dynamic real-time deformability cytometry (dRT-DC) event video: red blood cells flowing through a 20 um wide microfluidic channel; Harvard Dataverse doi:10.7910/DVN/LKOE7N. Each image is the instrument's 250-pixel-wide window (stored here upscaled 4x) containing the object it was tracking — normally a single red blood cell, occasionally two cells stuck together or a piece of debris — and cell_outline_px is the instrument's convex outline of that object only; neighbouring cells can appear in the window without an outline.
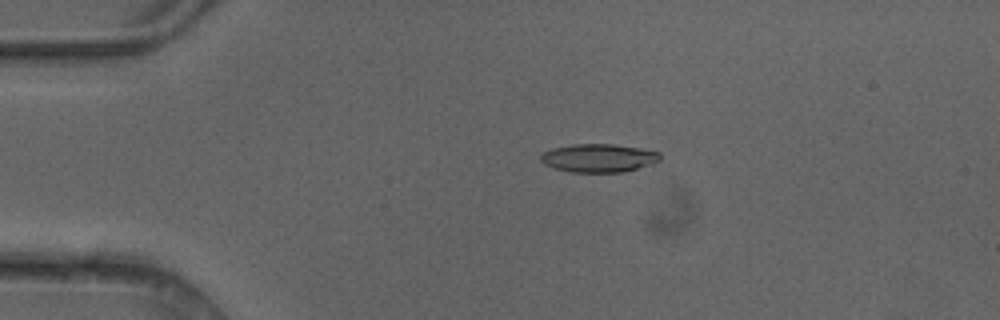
{"species": "common noctule bat (a hibernating species)", "species_latin": "Nyctalus noctula", "temperature_condition": "cold", "stored_images_in_passage": 2, "camera_frame_rate_fps": 3000, "um_per_image_px": 0.085, "animal": {"sex": "female"}, "frame": {"image": 1, "passage_image": 1, "time_ms": 0.0, "image_size_px": [1000, 320], "cell_outline_px": [[660, 160], [652, 164], [624, 172], [568, 172], [544, 164], [540, 160], [540, 156], [544, 152], [552, 148], [572, 144], [612, 144], [640, 148], [660, 152]], "centroid_in_image_um": [50.88, 13.43], "position_along_channel_um": 34.1, "area_um2": 19.71}}